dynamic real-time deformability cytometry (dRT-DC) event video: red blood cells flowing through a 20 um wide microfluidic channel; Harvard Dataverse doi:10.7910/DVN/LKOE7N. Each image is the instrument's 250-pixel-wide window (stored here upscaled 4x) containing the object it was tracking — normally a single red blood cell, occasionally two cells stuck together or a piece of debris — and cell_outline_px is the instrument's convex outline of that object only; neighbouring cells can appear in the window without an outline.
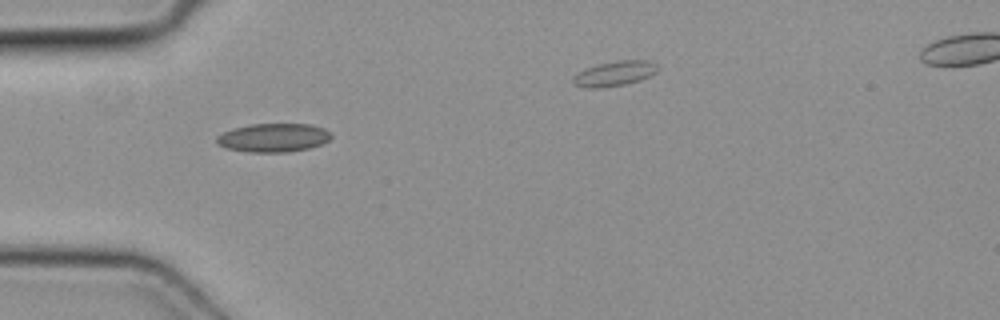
{"species": "common noctule bat (a hibernating species)", "species_latin": "Nyctalus noctula", "temperature_condition": "cold", "stored_images_in_passage": 28, "camera_frame_rate_fps": 3000, "um_per_image_px": 0.085, "animal": {"sex": "female", "body_mass_g": 19.3, "forearm_length_mm": 54.1}, "frame": {"image": 1, "passage_image": 1, "time_ms": 0.0, "image_size_px": [1000, 320], "cell_outline_px": [[332, 136], [328, 140], [320, 144], [308, 148], [288, 152], [248, 152], [224, 148], [216, 144], [216, 136], [232, 128], [252, 124], [312, 124], [324, 128], [332, 132]], "centroid_in_image_um": [23.22, 11.7], "position_along_channel_um": 61.8, "area_um2": 19.25}}
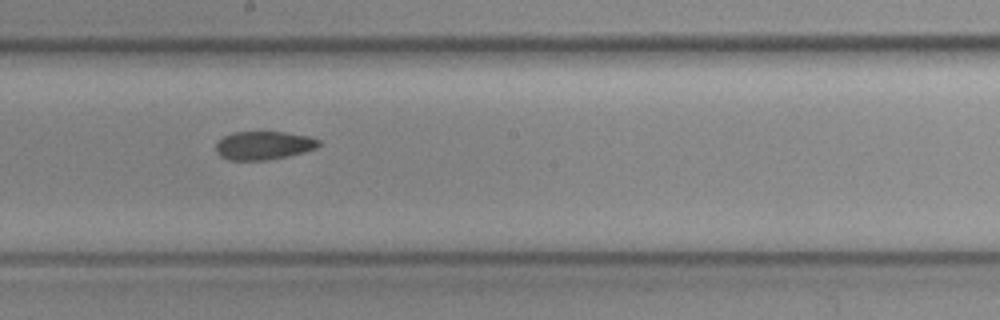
{"frame": {"image": 2, "passage_image": 13, "time_ms": 4.0, "image_size_px": [1000, 320], "cell_outline_px": [[320, 144], [316, 148], [304, 152], [288, 156], [268, 160], [228, 160], [220, 156], [216, 152], [216, 144], [224, 136], [232, 132], [284, 132], [308, 136], [320, 140]], "centroid_in_image_um": [22.41, 12.36], "position_along_channel_um": 225.8, "area_um2": 17.05}}
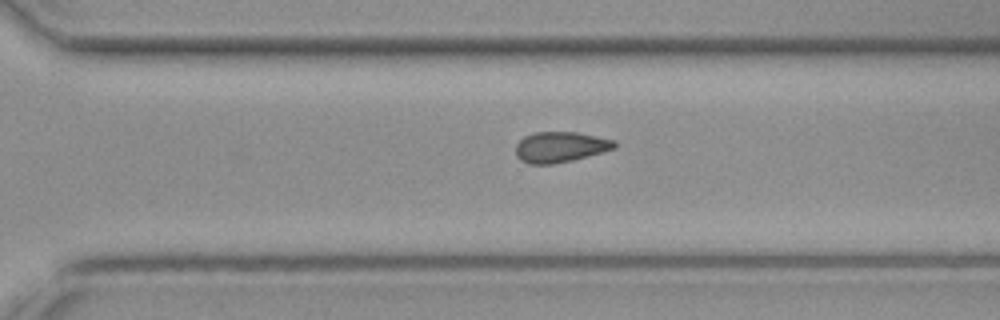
{"frame": {"image": 3, "passage_image": 20, "time_ms": 6.333, "image_size_px": [1000, 320], "cell_outline_px": [[616, 148], [572, 160], [552, 164], [528, 164], [520, 160], [516, 156], [516, 144], [524, 136], [532, 132], [576, 132], [616, 140]], "centroid_in_image_um": [47.6, 12.49], "position_along_channel_um": 323.0, "area_um2": 17.63}}